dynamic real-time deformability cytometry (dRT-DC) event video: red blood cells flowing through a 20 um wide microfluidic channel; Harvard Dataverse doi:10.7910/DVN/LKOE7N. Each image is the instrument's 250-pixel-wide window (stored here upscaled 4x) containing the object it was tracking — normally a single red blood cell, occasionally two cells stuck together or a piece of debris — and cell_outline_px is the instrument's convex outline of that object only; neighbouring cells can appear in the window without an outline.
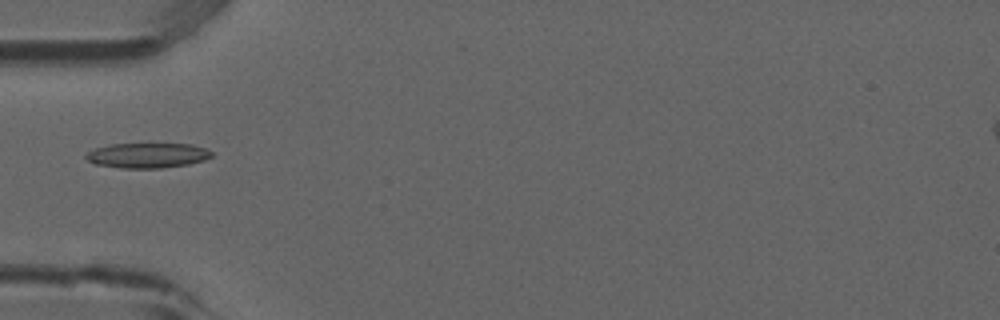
{"species": "common noctule bat (a hibernating species)", "species_latin": "Nyctalus noctula", "temperature_condition": "room temperature", "stored_images_in_passage": 5, "camera_frame_rate_fps": 3000, "um_per_image_px": 0.085, "animal": {"sex": "male", "forearm_length_mm": 52.5}, "frame": {"image": 1, "passage_image": 4, "time_ms": 1.0, "image_size_px": [1000, 320], "cell_outline_px": [[212, 156], [204, 160], [188, 164], [160, 168], [120, 168], [96, 164], [88, 160], [84, 156], [88, 152], [96, 148], [112, 144], [192, 144], [204, 148], [212, 152]], "centroid_in_image_um": [12.53, 13.21], "position_along_channel_um": 72.5, "area_um2": 18.15}}
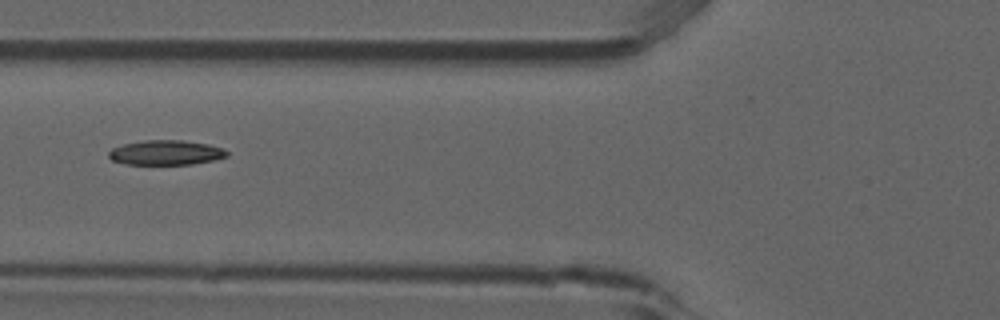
{"frame": {"image": 2, "passage_image": 5, "time_ms": 1.333, "image_size_px": [1000, 320], "cell_outline_px": [[228, 156], [212, 160], [192, 164], [128, 164], [112, 160], [108, 156], [108, 152], [112, 148], [124, 144], [144, 140], [180, 140], [208, 144], [224, 148], [228, 152]], "centroid_in_image_um": [14.11, 12.96], "position_along_channel_um": 111.7, "area_um2": 16.94}}